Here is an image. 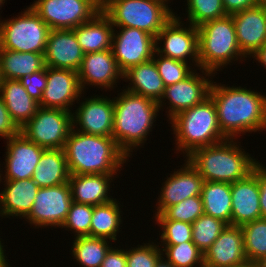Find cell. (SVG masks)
Segmentation results:
<instances>
[{
    "label": "cell",
    "instance_id": "47",
    "mask_svg": "<svg viewBox=\"0 0 266 267\" xmlns=\"http://www.w3.org/2000/svg\"><path fill=\"white\" fill-rule=\"evenodd\" d=\"M258 183L260 188V208L262 218L266 219V167L258 164Z\"/></svg>",
    "mask_w": 266,
    "mask_h": 267
},
{
    "label": "cell",
    "instance_id": "22",
    "mask_svg": "<svg viewBox=\"0 0 266 267\" xmlns=\"http://www.w3.org/2000/svg\"><path fill=\"white\" fill-rule=\"evenodd\" d=\"M239 48L251 58L266 43V13L258 5L231 14Z\"/></svg>",
    "mask_w": 266,
    "mask_h": 267
},
{
    "label": "cell",
    "instance_id": "5",
    "mask_svg": "<svg viewBox=\"0 0 266 267\" xmlns=\"http://www.w3.org/2000/svg\"><path fill=\"white\" fill-rule=\"evenodd\" d=\"M169 122L175 135V150L188 156L193 150L228 139L220 130L216 107L210 96L177 114ZM179 150V151H178Z\"/></svg>",
    "mask_w": 266,
    "mask_h": 267
},
{
    "label": "cell",
    "instance_id": "52",
    "mask_svg": "<svg viewBox=\"0 0 266 267\" xmlns=\"http://www.w3.org/2000/svg\"><path fill=\"white\" fill-rule=\"evenodd\" d=\"M155 267H174L172 264H170L168 261L164 259L162 256L159 261L156 263Z\"/></svg>",
    "mask_w": 266,
    "mask_h": 267
},
{
    "label": "cell",
    "instance_id": "31",
    "mask_svg": "<svg viewBox=\"0 0 266 267\" xmlns=\"http://www.w3.org/2000/svg\"><path fill=\"white\" fill-rule=\"evenodd\" d=\"M201 198L204 214L231 225V183L204 181Z\"/></svg>",
    "mask_w": 266,
    "mask_h": 267
},
{
    "label": "cell",
    "instance_id": "35",
    "mask_svg": "<svg viewBox=\"0 0 266 267\" xmlns=\"http://www.w3.org/2000/svg\"><path fill=\"white\" fill-rule=\"evenodd\" d=\"M161 246L162 256L174 267H200L204 264V253L192 241Z\"/></svg>",
    "mask_w": 266,
    "mask_h": 267
},
{
    "label": "cell",
    "instance_id": "27",
    "mask_svg": "<svg viewBox=\"0 0 266 267\" xmlns=\"http://www.w3.org/2000/svg\"><path fill=\"white\" fill-rule=\"evenodd\" d=\"M130 81L125 90L150 98L157 103L163 97L165 86L159 75L155 62L149 61L132 66L123 73V81Z\"/></svg>",
    "mask_w": 266,
    "mask_h": 267
},
{
    "label": "cell",
    "instance_id": "38",
    "mask_svg": "<svg viewBox=\"0 0 266 267\" xmlns=\"http://www.w3.org/2000/svg\"><path fill=\"white\" fill-rule=\"evenodd\" d=\"M204 214L201 196L189 197L186 200L167 207L161 214H155V220H175L192 224Z\"/></svg>",
    "mask_w": 266,
    "mask_h": 267
},
{
    "label": "cell",
    "instance_id": "16",
    "mask_svg": "<svg viewBox=\"0 0 266 267\" xmlns=\"http://www.w3.org/2000/svg\"><path fill=\"white\" fill-rule=\"evenodd\" d=\"M5 175L0 168V183L12 180L32 179L35 168L45 148L30 141L23 133L6 139ZM4 177L2 178V176Z\"/></svg>",
    "mask_w": 266,
    "mask_h": 267
},
{
    "label": "cell",
    "instance_id": "12",
    "mask_svg": "<svg viewBox=\"0 0 266 267\" xmlns=\"http://www.w3.org/2000/svg\"><path fill=\"white\" fill-rule=\"evenodd\" d=\"M72 203L68 183L53 187L39 188L26 221L37 229L61 227Z\"/></svg>",
    "mask_w": 266,
    "mask_h": 267
},
{
    "label": "cell",
    "instance_id": "30",
    "mask_svg": "<svg viewBox=\"0 0 266 267\" xmlns=\"http://www.w3.org/2000/svg\"><path fill=\"white\" fill-rule=\"evenodd\" d=\"M46 68L42 53L18 52L0 49V71L2 79L19 80Z\"/></svg>",
    "mask_w": 266,
    "mask_h": 267
},
{
    "label": "cell",
    "instance_id": "9",
    "mask_svg": "<svg viewBox=\"0 0 266 267\" xmlns=\"http://www.w3.org/2000/svg\"><path fill=\"white\" fill-rule=\"evenodd\" d=\"M72 128V112L39 106L20 132L45 149H64Z\"/></svg>",
    "mask_w": 266,
    "mask_h": 267
},
{
    "label": "cell",
    "instance_id": "51",
    "mask_svg": "<svg viewBox=\"0 0 266 267\" xmlns=\"http://www.w3.org/2000/svg\"><path fill=\"white\" fill-rule=\"evenodd\" d=\"M229 267H258V263L246 260L245 262H243L241 264L233 265V266H229Z\"/></svg>",
    "mask_w": 266,
    "mask_h": 267
},
{
    "label": "cell",
    "instance_id": "7",
    "mask_svg": "<svg viewBox=\"0 0 266 267\" xmlns=\"http://www.w3.org/2000/svg\"><path fill=\"white\" fill-rule=\"evenodd\" d=\"M167 0H117L103 13L114 27L137 28L154 37L175 15Z\"/></svg>",
    "mask_w": 266,
    "mask_h": 267
},
{
    "label": "cell",
    "instance_id": "10",
    "mask_svg": "<svg viewBox=\"0 0 266 267\" xmlns=\"http://www.w3.org/2000/svg\"><path fill=\"white\" fill-rule=\"evenodd\" d=\"M162 42L164 46L161 47ZM155 52L185 63L189 58L194 63L193 68H199L198 27L190 23L184 27L181 17L176 13L155 37Z\"/></svg>",
    "mask_w": 266,
    "mask_h": 267
},
{
    "label": "cell",
    "instance_id": "13",
    "mask_svg": "<svg viewBox=\"0 0 266 267\" xmlns=\"http://www.w3.org/2000/svg\"><path fill=\"white\" fill-rule=\"evenodd\" d=\"M197 70L198 69L194 68V71L184 80L165 87L163 97L160 102H158V105L159 110H161V108L163 109V107L166 106L164 104L166 99L169 101V104H167L169 106L166 108L168 111H166V113H168L167 118H169V122L177 114L194 105L200 104L209 96L213 82L211 79L215 74L210 71L199 69L202 72V74L199 75V73L196 72Z\"/></svg>",
    "mask_w": 266,
    "mask_h": 267
},
{
    "label": "cell",
    "instance_id": "15",
    "mask_svg": "<svg viewBox=\"0 0 266 267\" xmlns=\"http://www.w3.org/2000/svg\"><path fill=\"white\" fill-rule=\"evenodd\" d=\"M83 100L72 113L73 129L81 133L112 137L113 98L111 100L107 96L95 95Z\"/></svg>",
    "mask_w": 266,
    "mask_h": 267
},
{
    "label": "cell",
    "instance_id": "44",
    "mask_svg": "<svg viewBox=\"0 0 266 267\" xmlns=\"http://www.w3.org/2000/svg\"><path fill=\"white\" fill-rule=\"evenodd\" d=\"M20 132V128L10 117L8 109L4 104V101L0 94V137L9 139L10 137L17 135Z\"/></svg>",
    "mask_w": 266,
    "mask_h": 267
},
{
    "label": "cell",
    "instance_id": "45",
    "mask_svg": "<svg viewBox=\"0 0 266 267\" xmlns=\"http://www.w3.org/2000/svg\"><path fill=\"white\" fill-rule=\"evenodd\" d=\"M101 267H127L126 251L121 248L119 249L116 246L114 248L111 247L105 256Z\"/></svg>",
    "mask_w": 266,
    "mask_h": 267
},
{
    "label": "cell",
    "instance_id": "24",
    "mask_svg": "<svg viewBox=\"0 0 266 267\" xmlns=\"http://www.w3.org/2000/svg\"><path fill=\"white\" fill-rule=\"evenodd\" d=\"M0 192V216L25 220L29 215L39 186L32 179L4 181Z\"/></svg>",
    "mask_w": 266,
    "mask_h": 267
},
{
    "label": "cell",
    "instance_id": "8",
    "mask_svg": "<svg viewBox=\"0 0 266 267\" xmlns=\"http://www.w3.org/2000/svg\"><path fill=\"white\" fill-rule=\"evenodd\" d=\"M50 30L29 6L17 17L0 21V49L45 54Z\"/></svg>",
    "mask_w": 266,
    "mask_h": 267
},
{
    "label": "cell",
    "instance_id": "11",
    "mask_svg": "<svg viewBox=\"0 0 266 267\" xmlns=\"http://www.w3.org/2000/svg\"><path fill=\"white\" fill-rule=\"evenodd\" d=\"M30 7L51 30L74 29L100 12L93 0H36Z\"/></svg>",
    "mask_w": 266,
    "mask_h": 267
},
{
    "label": "cell",
    "instance_id": "17",
    "mask_svg": "<svg viewBox=\"0 0 266 267\" xmlns=\"http://www.w3.org/2000/svg\"><path fill=\"white\" fill-rule=\"evenodd\" d=\"M46 71L47 85L38 105L43 108H59L72 112L70 109L73 103L75 104L76 101L79 104L80 98L84 94L80 86L78 72L47 66Z\"/></svg>",
    "mask_w": 266,
    "mask_h": 267
},
{
    "label": "cell",
    "instance_id": "18",
    "mask_svg": "<svg viewBox=\"0 0 266 267\" xmlns=\"http://www.w3.org/2000/svg\"><path fill=\"white\" fill-rule=\"evenodd\" d=\"M184 161L185 164L177 171L174 169V173H170V177H167L164 185L162 184L155 214H161L167 207L176 205L189 197L201 196L204 179L187 159Z\"/></svg>",
    "mask_w": 266,
    "mask_h": 267
},
{
    "label": "cell",
    "instance_id": "43",
    "mask_svg": "<svg viewBox=\"0 0 266 267\" xmlns=\"http://www.w3.org/2000/svg\"><path fill=\"white\" fill-rule=\"evenodd\" d=\"M19 82L24 86L28 94L39 103L42 98V92L47 85L46 68L22 77Z\"/></svg>",
    "mask_w": 266,
    "mask_h": 267
},
{
    "label": "cell",
    "instance_id": "19",
    "mask_svg": "<svg viewBox=\"0 0 266 267\" xmlns=\"http://www.w3.org/2000/svg\"><path fill=\"white\" fill-rule=\"evenodd\" d=\"M78 77L83 92L85 86L91 85L112 90L117 86L118 80L123 79V73L119 70L110 49L84 54Z\"/></svg>",
    "mask_w": 266,
    "mask_h": 267
},
{
    "label": "cell",
    "instance_id": "57",
    "mask_svg": "<svg viewBox=\"0 0 266 267\" xmlns=\"http://www.w3.org/2000/svg\"><path fill=\"white\" fill-rule=\"evenodd\" d=\"M200 267H210V266H207V265L203 264V265H201Z\"/></svg>",
    "mask_w": 266,
    "mask_h": 267
},
{
    "label": "cell",
    "instance_id": "56",
    "mask_svg": "<svg viewBox=\"0 0 266 267\" xmlns=\"http://www.w3.org/2000/svg\"><path fill=\"white\" fill-rule=\"evenodd\" d=\"M2 83L1 71H0V85Z\"/></svg>",
    "mask_w": 266,
    "mask_h": 267
},
{
    "label": "cell",
    "instance_id": "41",
    "mask_svg": "<svg viewBox=\"0 0 266 267\" xmlns=\"http://www.w3.org/2000/svg\"><path fill=\"white\" fill-rule=\"evenodd\" d=\"M149 241L142 243L137 247L125 249L126 251V266L127 267H155L156 263L162 257V251L159 244Z\"/></svg>",
    "mask_w": 266,
    "mask_h": 267
},
{
    "label": "cell",
    "instance_id": "14",
    "mask_svg": "<svg viewBox=\"0 0 266 267\" xmlns=\"http://www.w3.org/2000/svg\"><path fill=\"white\" fill-rule=\"evenodd\" d=\"M113 32L112 52L119 70L124 73L132 66L149 61L155 52V37L148 32L130 27H116Z\"/></svg>",
    "mask_w": 266,
    "mask_h": 267
},
{
    "label": "cell",
    "instance_id": "3",
    "mask_svg": "<svg viewBox=\"0 0 266 267\" xmlns=\"http://www.w3.org/2000/svg\"><path fill=\"white\" fill-rule=\"evenodd\" d=\"M64 151L70 175H117L128 157L118 148L113 137L75 131L67 137Z\"/></svg>",
    "mask_w": 266,
    "mask_h": 267
},
{
    "label": "cell",
    "instance_id": "37",
    "mask_svg": "<svg viewBox=\"0 0 266 267\" xmlns=\"http://www.w3.org/2000/svg\"><path fill=\"white\" fill-rule=\"evenodd\" d=\"M187 21L195 27L228 15L222 0H187Z\"/></svg>",
    "mask_w": 266,
    "mask_h": 267
},
{
    "label": "cell",
    "instance_id": "33",
    "mask_svg": "<svg viewBox=\"0 0 266 267\" xmlns=\"http://www.w3.org/2000/svg\"><path fill=\"white\" fill-rule=\"evenodd\" d=\"M72 245V257L81 267H101L112 245L109 239L97 237H76Z\"/></svg>",
    "mask_w": 266,
    "mask_h": 267
},
{
    "label": "cell",
    "instance_id": "29",
    "mask_svg": "<svg viewBox=\"0 0 266 267\" xmlns=\"http://www.w3.org/2000/svg\"><path fill=\"white\" fill-rule=\"evenodd\" d=\"M70 172L64 149H45L33 173L32 180L40 187L68 183Z\"/></svg>",
    "mask_w": 266,
    "mask_h": 267
},
{
    "label": "cell",
    "instance_id": "2",
    "mask_svg": "<svg viewBox=\"0 0 266 267\" xmlns=\"http://www.w3.org/2000/svg\"><path fill=\"white\" fill-rule=\"evenodd\" d=\"M114 122L112 137L118 148L129 158L133 150L143 147L147 135L159 115L156 101L127 90L114 97Z\"/></svg>",
    "mask_w": 266,
    "mask_h": 267
},
{
    "label": "cell",
    "instance_id": "42",
    "mask_svg": "<svg viewBox=\"0 0 266 267\" xmlns=\"http://www.w3.org/2000/svg\"><path fill=\"white\" fill-rule=\"evenodd\" d=\"M162 228L161 245H177L192 241V224L175 220H155Z\"/></svg>",
    "mask_w": 266,
    "mask_h": 267
},
{
    "label": "cell",
    "instance_id": "50",
    "mask_svg": "<svg viewBox=\"0 0 266 267\" xmlns=\"http://www.w3.org/2000/svg\"><path fill=\"white\" fill-rule=\"evenodd\" d=\"M2 239H0V267H10L8 261H6L7 256L5 254V251L3 248L4 246L2 245ZM6 256V257H5Z\"/></svg>",
    "mask_w": 266,
    "mask_h": 267
},
{
    "label": "cell",
    "instance_id": "28",
    "mask_svg": "<svg viewBox=\"0 0 266 267\" xmlns=\"http://www.w3.org/2000/svg\"><path fill=\"white\" fill-rule=\"evenodd\" d=\"M0 94L10 117L19 128L35 115L39 107L19 80L2 79Z\"/></svg>",
    "mask_w": 266,
    "mask_h": 267
},
{
    "label": "cell",
    "instance_id": "32",
    "mask_svg": "<svg viewBox=\"0 0 266 267\" xmlns=\"http://www.w3.org/2000/svg\"><path fill=\"white\" fill-rule=\"evenodd\" d=\"M120 202L116 198L106 204L94 206L90 237L105 238L115 242L117 233L120 232L122 220V211Z\"/></svg>",
    "mask_w": 266,
    "mask_h": 267
},
{
    "label": "cell",
    "instance_id": "4",
    "mask_svg": "<svg viewBox=\"0 0 266 267\" xmlns=\"http://www.w3.org/2000/svg\"><path fill=\"white\" fill-rule=\"evenodd\" d=\"M236 140L196 148L185 158L204 181L234 183L247 177L260 163Z\"/></svg>",
    "mask_w": 266,
    "mask_h": 267
},
{
    "label": "cell",
    "instance_id": "54",
    "mask_svg": "<svg viewBox=\"0 0 266 267\" xmlns=\"http://www.w3.org/2000/svg\"><path fill=\"white\" fill-rule=\"evenodd\" d=\"M257 263L258 267H266V256L262 257Z\"/></svg>",
    "mask_w": 266,
    "mask_h": 267
},
{
    "label": "cell",
    "instance_id": "26",
    "mask_svg": "<svg viewBox=\"0 0 266 267\" xmlns=\"http://www.w3.org/2000/svg\"><path fill=\"white\" fill-rule=\"evenodd\" d=\"M114 29L116 30L110 19L103 12H98L90 21L73 30L83 53L86 54L112 49Z\"/></svg>",
    "mask_w": 266,
    "mask_h": 267
},
{
    "label": "cell",
    "instance_id": "46",
    "mask_svg": "<svg viewBox=\"0 0 266 267\" xmlns=\"http://www.w3.org/2000/svg\"><path fill=\"white\" fill-rule=\"evenodd\" d=\"M224 9L228 15L243 11L257 5V0H222Z\"/></svg>",
    "mask_w": 266,
    "mask_h": 267
},
{
    "label": "cell",
    "instance_id": "55",
    "mask_svg": "<svg viewBox=\"0 0 266 267\" xmlns=\"http://www.w3.org/2000/svg\"><path fill=\"white\" fill-rule=\"evenodd\" d=\"M7 1V0H6ZM4 3H5V0H0V9L2 8V6L4 5ZM1 16V15H0ZM0 19H1V17H0ZM1 21V20H0Z\"/></svg>",
    "mask_w": 266,
    "mask_h": 267
},
{
    "label": "cell",
    "instance_id": "39",
    "mask_svg": "<svg viewBox=\"0 0 266 267\" xmlns=\"http://www.w3.org/2000/svg\"><path fill=\"white\" fill-rule=\"evenodd\" d=\"M94 206L72 201L69 212L60 228L73 231L74 238L90 237V227Z\"/></svg>",
    "mask_w": 266,
    "mask_h": 267
},
{
    "label": "cell",
    "instance_id": "6",
    "mask_svg": "<svg viewBox=\"0 0 266 267\" xmlns=\"http://www.w3.org/2000/svg\"><path fill=\"white\" fill-rule=\"evenodd\" d=\"M199 69L217 74L222 67L246 57L240 50L231 15L205 22L198 27ZM241 59V60H240Z\"/></svg>",
    "mask_w": 266,
    "mask_h": 267
},
{
    "label": "cell",
    "instance_id": "53",
    "mask_svg": "<svg viewBox=\"0 0 266 267\" xmlns=\"http://www.w3.org/2000/svg\"><path fill=\"white\" fill-rule=\"evenodd\" d=\"M257 5L260 6L266 13V0H257Z\"/></svg>",
    "mask_w": 266,
    "mask_h": 267
},
{
    "label": "cell",
    "instance_id": "23",
    "mask_svg": "<svg viewBox=\"0 0 266 267\" xmlns=\"http://www.w3.org/2000/svg\"><path fill=\"white\" fill-rule=\"evenodd\" d=\"M246 260L241 226L227 225L204 253V264L210 267H229Z\"/></svg>",
    "mask_w": 266,
    "mask_h": 267
},
{
    "label": "cell",
    "instance_id": "1",
    "mask_svg": "<svg viewBox=\"0 0 266 267\" xmlns=\"http://www.w3.org/2000/svg\"><path fill=\"white\" fill-rule=\"evenodd\" d=\"M209 96L216 107L220 130L228 139L266 130V94L213 81Z\"/></svg>",
    "mask_w": 266,
    "mask_h": 267
},
{
    "label": "cell",
    "instance_id": "34",
    "mask_svg": "<svg viewBox=\"0 0 266 267\" xmlns=\"http://www.w3.org/2000/svg\"><path fill=\"white\" fill-rule=\"evenodd\" d=\"M247 260L258 262L266 256V219L260 218L241 226Z\"/></svg>",
    "mask_w": 266,
    "mask_h": 267
},
{
    "label": "cell",
    "instance_id": "20",
    "mask_svg": "<svg viewBox=\"0 0 266 267\" xmlns=\"http://www.w3.org/2000/svg\"><path fill=\"white\" fill-rule=\"evenodd\" d=\"M231 225L242 226L262 218L258 165L247 177L231 183Z\"/></svg>",
    "mask_w": 266,
    "mask_h": 267
},
{
    "label": "cell",
    "instance_id": "40",
    "mask_svg": "<svg viewBox=\"0 0 266 267\" xmlns=\"http://www.w3.org/2000/svg\"><path fill=\"white\" fill-rule=\"evenodd\" d=\"M152 60L155 62L165 87L184 80L194 71L192 66L188 65L189 63L165 57L156 52Z\"/></svg>",
    "mask_w": 266,
    "mask_h": 267
},
{
    "label": "cell",
    "instance_id": "21",
    "mask_svg": "<svg viewBox=\"0 0 266 267\" xmlns=\"http://www.w3.org/2000/svg\"><path fill=\"white\" fill-rule=\"evenodd\" d=\"M83 56L73 29L50 30L44 54L47 67L78 72Z\"/></svg>",
    "mask_w": 266,
    "mask_h": 267
},
{
    "label": "cell",
    "instance_id": "36",
    "mask_svg": "<svg viewBox=\"0 0 266 267\" xmlns=\"http://www.w3.org/2000/svg\"><path fill=\"white\" fill-rule=\"evenodd\" d=\"M226 227L225 222L203 214L192 223V242L205 253Z\"/></svg>",
    "mask_w": 266,
    "mask_h": 267
},
{
    "label": "cell",
    "instance_id": "25",
    "mask_svg": "<svg viewBox=\"0 0 266 267\" xmlns=\"http://www.w3.org/2000/svg\"><path fill=\"white\" fill-rule=\"evenodd\" d=\"M115 175L108 174H74L70 175L68 184L72 201L91 206L109 203L114 198L108 194Z\"/></svg>",
    "mask_w": 266,
    "mask_h": 267
},
{
    "label": "cell",
    "instance_id": "49",
    "mask_svg": "<svg viewBox=\"0 0 266 267\" xmlns=\"http://www.w3.org/2000/svg\"><path fill=\"white\" fill-rule=\"evenodd\" d=\"M117 0H93L96 8L103 12L110 4L114 3Z\"/></svg>",
    "mask_w": 266,
    "mask_h": 267
},
{
    "label": "cell",
    "instance_id": "48",
    "mask_svg": "<svg viewBox=\"0 0 266 267\" xmlns=\"http://www.w3.org/2000/svg\"><path fill=\"white\" fill-rule=\"evenodd\" d=\"M266 69V43L252 56Z\"/></svg>",
    "mask_w": 266,
    "mask_h": 267
}]
</instances>
